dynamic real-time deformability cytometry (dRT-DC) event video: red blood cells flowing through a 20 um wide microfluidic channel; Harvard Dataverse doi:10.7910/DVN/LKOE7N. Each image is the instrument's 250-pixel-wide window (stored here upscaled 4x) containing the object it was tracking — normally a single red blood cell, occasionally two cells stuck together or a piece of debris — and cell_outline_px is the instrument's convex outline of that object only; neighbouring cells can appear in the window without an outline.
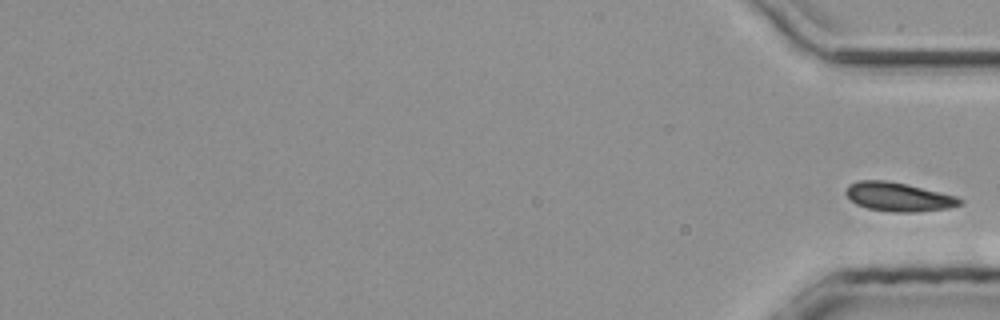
{"species": "common noctule bat (a hibernating species)", "species_latin": "Nyctalus noctula", "temperature_condition": "room temperature", "stored_images_in_passage": 27, "segment_of_instrument_passage": [2, 2], "camera_frame_rate_fps": 3000, "um_per_image_px": 0.085, "animal": {"sex": "male", "body_mass_g": 20.4}, "frame": {"image": 1, "passage_image": 27, "time_ms": 8.667, "image_size_px": [1000, 320], "cell_outline_px": [[964, 204], [948, 208], [916, 212], [892, 212], [868, 208], [856, 204], [844, 192], [848, 184], [856, 180], [888, 180], [956, 196], [964, 200]], "centroid_in_image_um": [76.36, 16.73], "position_along_channel_um": 358.8, "area_um2": 19.19}}